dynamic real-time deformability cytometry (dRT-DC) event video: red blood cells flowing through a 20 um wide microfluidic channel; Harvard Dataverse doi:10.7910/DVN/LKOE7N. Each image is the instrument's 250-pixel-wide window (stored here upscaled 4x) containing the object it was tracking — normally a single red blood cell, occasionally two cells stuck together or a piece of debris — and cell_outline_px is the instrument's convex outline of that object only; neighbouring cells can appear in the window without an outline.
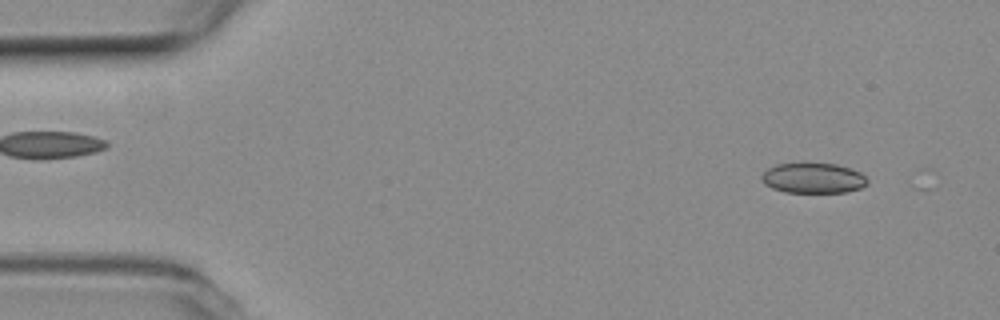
{"species": "common noctule bat (a hibernating species)", "species_latin": "Nyctalus noctula", "temperature_condition": "room temperature", "stored_images_in_passage": 15, "camera_frame_rate_fps": 3000, "um_per_image_px": 0.085, "animal": {"sex": "female", "body_mass_g": 19.3, "forearm_length_mm": 54.1}, "frame": {"image": 1, "passage_image": 4, "time_ms": 1.0, "image_size_px": [1000, 320], "cell_outline_px": [[868, 184], [860, 188], [848, 192], [784, 192], [772, 188], [764, 184], [760, 180], [760, 176], [768, 168], [776, 164], [808, 160], [836, 164], [852, 168], [860, 172], [868, 180]], "centroid_in_image_um": [69.09, 15.09], "position_along_channel_um": 15.9, "area_um2": 19.54}}
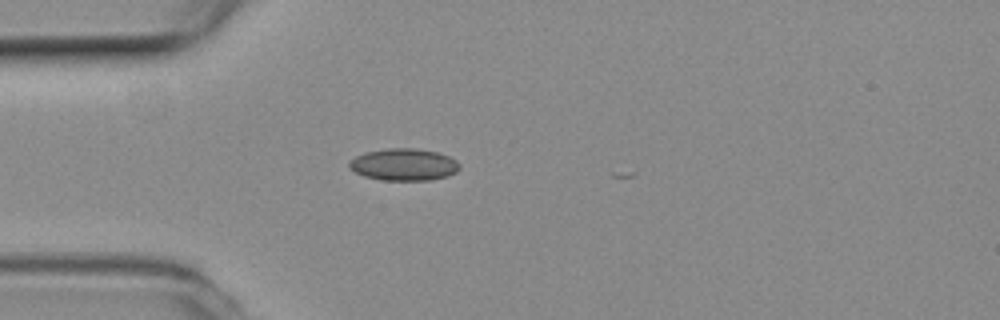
{"frame": {"image": 2, "passage_image": 14, "time_ms": 4.333, "image_size_px": [1000, 320], "cell_outline_px": [[460, 168], [456, 172], [448, 176], [432, 180], [380, 180], [364, 176], [348, 168], [348, 160], [364, 152], [388, 148], [416, 148], [436, 152], [448, 156], [456, 160], [460, 164]], "centroid_in_image_um": [34.31, 13.99], "position_along_channel_um": 50.7, "area_um2": 20.81}}